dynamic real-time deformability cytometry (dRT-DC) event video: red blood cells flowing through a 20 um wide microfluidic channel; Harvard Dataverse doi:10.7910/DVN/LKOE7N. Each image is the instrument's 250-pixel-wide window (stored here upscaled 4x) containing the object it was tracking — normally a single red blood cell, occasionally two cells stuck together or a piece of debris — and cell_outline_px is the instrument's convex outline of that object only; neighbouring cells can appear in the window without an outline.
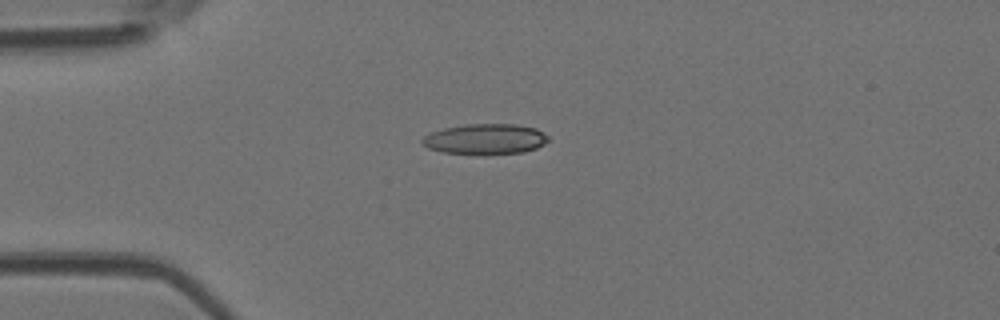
{"species": "Egyptian fruit bat (a non-hibernating species)", "species_latin": "Rousettus aegyptiacus", "temperature_condition": "room temperature", "stored_images_in_passage": 6, "camera_frame_rate_fps": 3000, "um_per_image_px": 0.085, "animal": {"sex": "female"}, "frame": {"image": 1, "passage_image": 4, "time_ms": 1.0, "image_size_px": [1000, 320], "cell_outline_px": [[548, 140], [544, 144], [536, 148], [524, 152], [484, 156], [444, 152], [428, 148], [420, 140], [424, 136], [432, 132], [444, 128], [468, 124], [516, 124], [536, 128], [544, 132], [548, 136]], "centroid_in_image_um": [41.28, 11.84], "position_along_channel_um": 43.7, "area_um2": 22.77}}
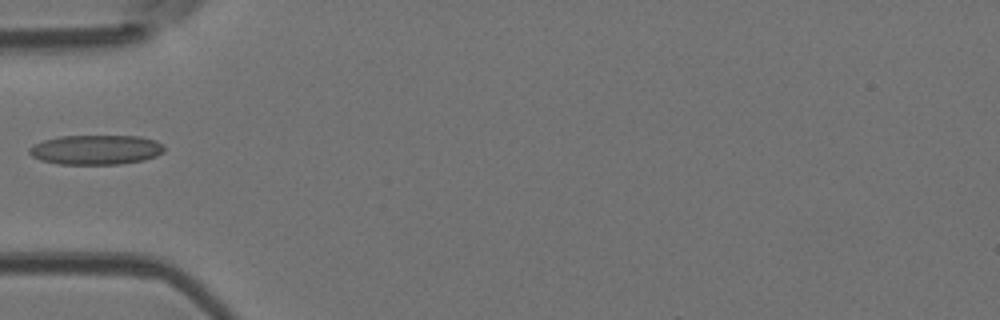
{"frame": {"image": 2, "passage_image": 5, "time_ms": 1.333, "image_size_px": [1000, 320], "cell_outline_px": [[164, 152], [156, 156], [144, 160], [120, 164], [56, 164], [40, 160], [32, 156], [28, 152], [28, 148], [32, 144], [44, 140], [60, 136], [140, 136], [156, 140], [164, 148]], "centroid_in_image_um": [8.12, 12.73], "position_along_channel_um": 76.9, "area_um2": 23.47}}
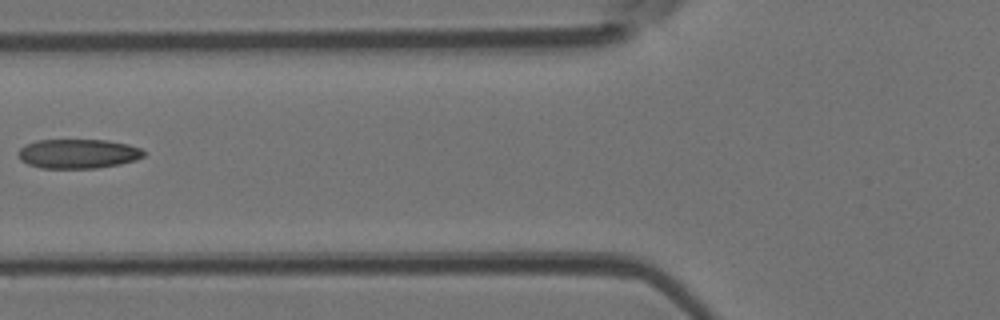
{"frame": {"image": 3, "passage_image": 6, "time_ms": 1.667, "image_size_px": [1000, 320], "cell_outline_px": [[144, 156], [136, 160], [120, 164], [96, 168], [40, 168], [28, 164], [20, 160], [16, 152], [20, 148], [36, 140], [104, 140], [128, 144], [140, 148], [144, 152]], "centroid_in_image_um": [6.61, 13.07], "position_along_channel_um": 119.2, "area_um2": 21.5}}